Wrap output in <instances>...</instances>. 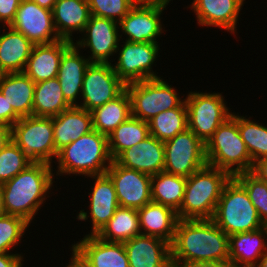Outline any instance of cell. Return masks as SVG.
Returning a JSON list of instances; mask_svg holds the SVG:
<instances>
[{"label":"cell","instance_id":"74e56055","mask_svg":"<svg viewBox=\"0 0 267 267\" xmlns=\"http://www.w3.org/2000/svg\"><path fill=\"white\" fill-rule=\"evenodd\" d=\"M233 177L245 188L260 220L267 225V183L258 179L251 172H241Z\"/></svg>","mask_w":267,"mask_h":267},{"label":"cell","instance_id":"484cf974","mask_svg":"<svg viewBox=\"0 0 267 267\" xmlns=\"http://www.w3.org/2000/svg\"><path fill=\"white\" fill-rule=\"evenodd\" d=\"M54 144L59 151L93 130L91 112L72 106L53 117Z\"/></svg>","mask_w":267,"mask_h":267},{"label":"cell","instance_id":"ba28073f","mask_svg":"<svg viewBox=\"0 0 267 267\" xmlns=\"http://www.w3.org/2000/svg\"><path fill=\"white\" fill-rule=\"evenodd\" d=\"M12 140L33 162L51 164L57 157L53 117L20 118L12 126Z\"/></svg>","mask_w":267,"mask_h":267},{"label":"cell","instance_id":"e575fe53","mask_svg":"<svg viewBox=\"0 0 267 267\" xmlns=\"http://www.w3.org/2000/svg\"><path fill=\"white\" fill-rule=\"evenodd\" d=\"M148 123L150 135L158 140L165 142L174 138L188 128L185 100L176 108L158 113Z\"/></svg>","mask_w":267,"mask_h":267},{"label":"cell","instance_id":"f5cc1de1","mask_svg":"<svg viewBox=\"0 0 267 267\" xmlns=\"http://www.w3.org/2000/svg\"><path fill=\"white\" fill-rule=\"evenodd\" d=\"M164 267H183L180 263L170 260Z\"/></svg>","mask_w":267,"mask_h":267},{"label":"cell","instance_id":"1f68e13d","mask_svg":"<svg viewBox=\"0 0 267 267\" xmlns=\"http://www.w3.org/2000/svg\"><path fill=\"white\" fill-rule=\"evenodd\" d=\"M140 234L138 210L119 206L96 236L107 242L124 243Z\"/></svg>","mask_w":267,"mask_h":267},{"label":"cell","instance_id":"8d00e7d4","mask_svg":"<svg viewBox=\"0 0 267 267\" xmlns=\"http://www.w3.org/2000/svg\"><path fill=\"white\" fill-rule=\"evenodd\" d=\"M33 161L11 140L0 151V185L10 181Z\"/></svg>","mask_w":267,"mask_h":267},{"label":"cell","instance_id":"f35d334b","mask_svg":"<svg viewBox=\"0 0 267 267\" xmlns=\"http://www.w3.org/2000/svg\"><path fill=\"white\" fill-rule=\"evenodd\" d=\"M29 224L19 216L9 214L0 216V253H9L19 244Z\"/></svg>","mask_w":267,"mask_h":267},{"label":"cell","instance_id":"d590c367","mask_svg":"<svg viewBox=\"0 0 267 267\" xmlns=\"http://www.w3.org/2000/svg\"><path fill=\"white\" fill-rule=\"evenodd\" d=\"M238 129L252 159V163L267 157L266 126L238 115Z\"/></svg>","mask_w":267,"mask_h":267},{"label":"cell","instance_id":"b9f144b4","mask_svg":"<svg viewBox=\"0 0 267 267\" xmlns=\"http://www.w3.org/2000/svg\"><path fill=\"white\" fill-rule=\"evenodd\" d=\"M20 117L14 112L13 107H9L5 96L0 91V124L12 127Z\"/></svg>","mask_w":267,"mask_h":267},{"label":"cell","instance_id":"8992f818","mask_svg":"<svg viewBox=\"0 0 267 267\" xmlns=\"http://www.w3.org/2000/svg\"><path fill=\"white\" fill-rule=\"evenodd\" d=\"M211 220L228 236L265 226L245 188L234 177L225 184Z\"/></svg>","mask_w":267,"mask_h":267},{"label":"cell","instance_id":"d4e9b609","mask_svg":"<svg viewBox=\"0 0 267 267\" xmlns=\"http://www.w3.org/2000/svg\"><path fill=\"white\" fill-rule=\"evenodd\" d=\"M52 16L58 36L74 42L72 34L76 31L83 33L91 12L87 0H57Z\"/></svg>","mask_w":267,"mask_h":267},{"label":"cell","instance_id":"52a82bcc","mask_svg":"<svg viewBox=\"0 0 267 267\" xmlns=\"http://www.w3.org/2000/svg\"><path fill=\"white\" fill-rule=\"evenodd\" d=\"M161 77L126 84L131 116L149 122L158 113L178 107L184 100Z\"/></svg>","mask_w":267,"mask_h":267},{"label":"cell","instance_id":"5b68a950","mask_svg":"<svg viewBox=\"0 0 267 267\" xmlns=\"http://www.w3.org/2000/svg\"><path fill=\"white\" fill-rule=\"evenodd\" d=\"M205 154L207 165L227 171L232 177L251 172L253 163L238 129V114L232 113L213 133L205 144Z\"/></svg>","mask_w":267,"mask_h":267},{"label":"cell","instance_id":"7402d4cb","mask_svg":"<svg viewBox=\"0 0 267 267\" xmlns=\"http://www.w3.org/2000/svg\"><path fill=\"white\" fill-rule=\"evenodd\" d=\"M245 0H193L190 6L198 25L221 27L236 32V24Z\"/></svg>","mask_w":267,"mask_h":267},{"label":"cell","instance_id":"f907efd6","mask_svg":"<svg viewBox=\"0 0 267 267\" xmlns=\"http://www.w3.org/2000/svg\"><path fill=\"white\" fill-rule=\"evenodd\" d=\"M256 267H267V250L260 258L259 263L257 264Z\"/></svg>","mask_w":267,"mask_h":267},{"label":"cell","instance_id":"7bdbcfd3","mask_svg":"<svg viewBox=\"0 0 267 267\" xmlns=\"http://www.w3.org/2000/svg\"><path fill=\"white\" fill-rule=\"evenodd\" d=\"M23 256L20 254L0 253V267H22Z\"/></svg>","mask_w":267,"mask_h":267},{"label":"cell","instance_id":"9a60e30c","mask_svg":"<svg viewBox=\"0 0 267 267\" xmlns=\"http://www.w3.org/2000/svg\"><path fill=\"white\" fill-rule=\"evenodd\" d=\"M119 23L91 15L83 31L82 39L74 43L78 48H90V62L111 63L110 56L117 53L120 38ZM110 60V61H109Z\"/></svg>","mask_w":267,"mask_h":267},{"label":"cell","instance_id":"f1b7e54d","mask_svg":"<svg viewBox=\"0 0 267 267\" xmlns=\"http://www.w3.org/2000/svg\"><path fill=\"white\" fill-rule=\"evenodd\" d=\"M0 91L9 107L20 117L32 116L35 82L22 73H7L0 82Z\"/></svg>","mask_w":267,"mask_h":267},{"label":"cell","instance_id":"f546056e","mask_svg":"<svg viewBox=\"0 0 267 267\" xmlns=\"http://www.w3.org/2000/svg\"><path fill=\"white\" fill-rule=\"evenodd\" d=\"M93 130L108 136L131 116V101L125 89L119 96L91 111Z\"/></svg>","mask_w":267,"mask_h":267},{"label":"cell","instance_id":"30bf717a","mask_svg":"<svg viewBox=\"0 0 267 267\" xmlns=\"http://www.w3.org/2000/svg\"><path fill=\"white\" fill-rule=\"evenodd\" d=\"M206 165L205 144L189 128L164 142L163 171L188 178Z\"/></svg>","mask_w":267,"mask_h":267},{"label":"cell","instance_id":"bcb514c9","mask_svg":"<svg viewBox=\"0 0 267 267\" xmlns=\"http://www.w3.org/2000/svg\"><path fill=\"white\" fill-rule=\"evenodd\" d=\"M12 140V127L0 124V151Z\"/></svg>","mask_w":267,"mask_h":267},{"label":"cell","instance_id":"603a6c76","mask_svg":"<svg viewBox=\"0 0 267 267\" xmlns=\"http://www.w3.org/2000/svg\"><path fill=\"white\" fill-rule=\"evenodd\" d=\"M79 50L73 43L63 53L57 75L63 96L71 106H78L77 98L81 97L84 75L91 63Z\"/></svg>","mask_w":267,"mask_h":267},{"label":"cell","instance_id":"816d5d0a","mask_svg":"<svg viewBox=\"0 0 267 267\" xmlns=\"http://www.w3.org/2000/svg\"><path fill=\"white\" fill-rule=\"evenodd\" d=\"M5 209H4V204H3V194H2V188L0 185V216L5 215Z\"/></svg>","mask_w":267,"mask_h":267},{"label":"cell","instance_id":"ac0fdd59","mask_svg":"<svg viewBox=\"0 0 267 267\" xmlns=\"http://www.w3.org/2000/svg\"><path fill=\"white\" fill-rule=\"evenodd\" d=\"M91 267H130L123 243L85 235L72 247Z\"/></svg>","mask_w":267,"mask_h":267},{"label":"cell","instance_id":"ab89813d","mask_svg":"<svg viewBox=\"0 0 267 267\" xmlns=\"http://www.w3.org/2000/svg\"><path fill=\"white\" fill-rule=\"evenodd\" d=\"M91 15L119 23L139 0H87Z\"/></svg>","mask_w":267,"mask_h":267},{"label":"cell","instance_id":"ffe728a7","mask_svg":"<svg viewBox=\"0 0 267 267\" xmlns=\"http://www.w3.org/2000/svg\"><path fill=\"white\" fill-rule=\"evenodd\" d=\"M123 244L130 267H164L171 260L170 243L159 237L140 234Z\"/></svg>","mask_w":267,"mask_h":267},{"label":"cell","instance_id":"d6a6232c","mask_svg":"<svg viewBox=\"0 0 267 267\" xmlns=\"http://www.w3.org/2000/svg\"><path fill=\"white\" fill-rule=\"evenodd\" d=\"M187 178L165 171L151 176L152 202L178 212L184 197Z\"/></svg>","mask_w":267,"mask_h":267},{"label":"cell","instance_id":"9c48e42d","mask_svg":"<svg viewBox=\"0 0 267 267\" xmlns=\"http://www.w3.org/2000/svg\"><path fill=\"white\" fill-rule=\"evenodd\" d=\"M220 93L190 92L185 100L188 128L204 143L232 112Z\"/></svg>","mask_w":267,"mask_h":267},{"label":"cell","instance_id":"6da1fadb","mask_svg":"<svg viewBox=\"0 0 267 267\" xmlns=\"http://www.w3.org/2000/svg\"><path fill=\"white\" fill-rule=\"evenodd\" d=\"M229 236L211 219H179L171 249L178 263L229 260Z\"/></svg>","mask_w":267,"mask_h":267},{"label":"cell","instance_id":"ee69618b","mask_svg":"<svg viewBox=\"0 0 267 267\" xmlns=\"http://www.w3.org/2000/svg\"><path fill=\"white\" fill-rule=\"evenodd\" d=\"M251 173L267 183V157L255 161Z\"/></svg>","mask_w":267,"mask_h":267},{"label":"cell","instance_id":"44dd1931","mask_svg":"<svg viewBox=\"0 0 267 267\" xmlns=\"http://www.w3.org/2000/svg\"><path fill=\"white\" fill-rule=\"evenodd\" d=\"M73 43L60 39L50 44L34 45L23 73L35 83L56 78L61 57Z\"/></svg>","mask_w":267,"mask_h":267},{"label":"cell","instance_id":"83f0119b","mask_svg":"<svg viewBox=\"0 0 267 267\" xmlns=\"http://www.w3.org/2000/svg\"><path fill=\"white\" fill-rule=\"evenodd\" d=\"M7 27L4 30L9 31L0 34V64L7 73H22L34 44L19 31Z\"/></svg>","mask_w":267,"mask_h":267},{"label":"cell","instance_id":"3957f363","mask_svg":"<svg viewBox=\"0 0 267 267\" xmlns=\"http://www.w3.org/2000/svg\"><path fill=\"white\" fill-rule=\"evenodd\" d=\"M56 160V176L104 175L113 161L109 153L108 136L92 130L60 149Z\"/></svg>","mask_w":267,"mask_h":267},{"label":"cell","instance_id":"681fc988","mask_svg":"<svg viewBox=\"0 0 267 267\" xmlns=\"http://www.w3.org/2000/svg\"><path fill=\"white\" fill-rule=\"evenodd\" d=\"M139 1L146 4H154L166 7L171 0H139Z\"/></svg>","mask_w":267,"mask_h":267},{"label":"cell","instance_id":"277c9868","mask_svg":"<svg viewBox=\"0 0 267 267\" xmlns=\"http://www.w3.org/2000/svg\"><path fill=\"white\" fill-rule=\"evenodd\" d=\"M232 176L206 165L187 178L178 219H212L225 184Z\"/></svg>","mask_w":267,"mask_h":267},{"label":"cell","instance_id":"e0dca14e","mask_svg":"<svg viewBox=\"0 0 267 267\" xmlns=\"http://www.w3.org/2000/svg\"><path fill=\"white\" fill-rule=\"evenodd\" d=\"M90 178L95 179L93 190L88 193L90 195V212H84V209L80 210L77 219L86 221L90 214L92 232L90 231V234L86 235H97L111 219L119 207V202L114 183L107 174L90 176Z\"/></svg>","mask_w":267,"mask_h":267},{"label":"cell","instance_id":"d6986e66","mask_svg":"<svg viewBox=\"0 0 267 267\" xmlns=\"http://www.w3.org/2000/svg\"><path fill=\"white\" fill-rule=\"evenodd\" d=\"M115 161L125 168L150 176L158 174L164 169V142L150 135L124 150Z\"/></svg>","mask_w":267,"mask_h":267},{"label":"cell","instance_id":"c3c4849f","mask_svg":"<svg viewBox=\"0 0 267 267\" xmlns=\"http://www.w3.org/2000/svg\"><path fill=\"white\" fill-rule=\"evenodd\" d=\"M35 3H37L40 7L49 9L52 11L54 4L56 3L57 0H31Z\"/></svg>","mask_w":267,"mask_h":267},{"label":"cell","instance_id":"cb8c5ba5","mask_svg":"<svg viewBox=\"0 0 267 267\" xmlns=\"http://www.w3.org/2000/svg\"><path fill=\"white\" fill-rule=\"evenodd\" d=\"M267 226L229 235V261L237 267H256L267 250Z\"/></svg>","mask_w":267,"mask_h":267},{"label":"cell","instance_id":"4dcf8cb0","mask_svg":"<svg viewBox=\"0 0 267 267\" xmlns=\"http://www.w3.org/2000/svg\"><path fill=\"white\" fill-rule=\"evenodd\" d=\"M70 107L57 77L35 83L32 116L54 117Z\"/></svg>","mask_w":267,"mask_h":267},{"label":"cell","instance_id":"7dc6e473","mask_svg":"<svg viewBox=\"0 0 267 267\" xmlns=\"http://www.w3.org/2000/svg\"><path fill=\"white\" fill-rule=\"evenodd\" d=\"M72 256L66 267H91L73 248Z\"/></svg>","mask_w":267,"mask_h":267},{"label":"cell","instance_id":"db71d44e","mask_svg":"<svg viewBox=\"0 0 267 267\" xmlns=\"http://www.w3.org/2000/svg\"><path fill=\"white\" fill-rule=\"evenodd\" d=\"M7 75V72L3 69V67L0 64V82L5 78Z\"/></svg>","mask_w":267,"mask_h":267},{"label":"cell","instance_id":"836d02e7","mask_svg":"<svg viewBox=\"0 0 267 267\" xmlns=\"http://www.w3.org/2000/svg\"><path fill=\"white\" fill-rule=\"evenodd\" d=\"M148 136H150L149 123L130 116L108 135V148L112 160Z\"/></svg>","mask_w":267,"mask_h":267},{"label":"cell","instance_id":"4fadbf2b","mask_svg":"<svg viewBox=\"0 0 267 267\" xmlns=\"http://www.w3.org/2000/svg\"><path fill=\"white\" fill-rule=\"evenodd\" d=\"M9 26L22 33L34 45L50 44L61 39L54 26L52 11L31 0H21Z\"/></svg>","mask_w":267,"mask_h":267},{"label":"cell","instance_id":"4316f807","mask_svg":"<svg viewBox=\"0 0 267 267\" xmlns=\"http://www.w3.org/2000/svg\"><path fill=\"white\" fill-rule=\"evenodd\" d=\"M138 213L141 234L159 237L172 243L179 220L177 212L162 204L150 202L138 209Z\"/></svg>","mask_w":267,"mask_h":267},{"label":"cell","instance_id":"60d3db41","mask_svg":"<svg viewBox=\"0 0 267 267\" xmlns=\"http://www.w3.org/2000/svg\"><path fill=\"white\" fill-rule=\"evenodd\" d=\"M21 0H0V22L3 27L9 26L15 18Z\"/></svg>","mask_w":267,"mask_h":267},{"label":"cell","instance_id":"5bb4252c","mask_svg":"<svg viewBox=\"0 0 267 267\" xmlns=\"http://www.w3.org/2000/svg\"><path fill=\"white\" fill-rule=\"evenodd\" d=\"M106 174L113 181L119 206L140 209L152 202L151 176L112 161Z\"/></svg>","mask_w":267,"mask_h":267},{"label":"cell","instance_id":"2e32d148","mask_svg":"<svg viewBox=\"0 0 267 267\" xmlns=\"http://www.w3.org/2000/svg\"><path fill=\"white\" fill-rule=\"evenodd\" d=\"M165 6L146 4L141 1L119 22L125 41L132 43L157 42L156 38L163 32L161 14Z\"/></svg>","mask_w":267,"mask_h":267},{"label":"cell","instance_id":"f6af8a7d","mask_svg":"<svg viewBox=\"0 0 267 267\" xmlns=\"http://www.w3.org/2000/svg\"><path fill=\"white\" fill-rule=\"evenodd\" d=\"M183 267H234L235 265L227 261H214V262H188L180 263Z\"/></svg>","mask_w":267,"mask_h":267},{"label":"cell","instance_id":"8fae6325","mask_svg":"<svg viewBox=\"0 0 267 267\" xmlns=\"http://www.w3.org/2000/svg\"><path fill=\"white\" fill-rule=\"evenodd\" d=\"M125 89L126 84L114 72L112 63L91 62L83 79V102L78 107L91 112L119 96Z\"/></svg>","mask_w":267,"mask_h":267},{"label":"cell","instance_id":"7c38bea8","mask_svg":"<svg viewBox=\"0 0 267 267\" xmlns=\"http://www.w3.org/2000/svg\"><path fill=\"white\" fill-rule=\"evenodd\" d=\"M124 45L119 50L116 65H112L114 72L125 83L138 82L152 78H158L153 72V64L159 53L158 43L144 42L132 43L123 42Z\"/></svg>","mask_w":267,"mask_h":267},{"label":"cell","instance_id":"7a4b0ae2","mask_svg":"<svg viewBox=\"0 0 267 267\" xmlns=\"http://www.w3.org/2000/svg\"><path fill=\"white\" fill-rule=\"evenodd\" d=\"M52 170L51 164L32 162L10 181L2 184L6 214L22 217L31 224L52 188L55 174Z\"/></svg>","mask_w":267,"mask_h":267}]
</instances>
